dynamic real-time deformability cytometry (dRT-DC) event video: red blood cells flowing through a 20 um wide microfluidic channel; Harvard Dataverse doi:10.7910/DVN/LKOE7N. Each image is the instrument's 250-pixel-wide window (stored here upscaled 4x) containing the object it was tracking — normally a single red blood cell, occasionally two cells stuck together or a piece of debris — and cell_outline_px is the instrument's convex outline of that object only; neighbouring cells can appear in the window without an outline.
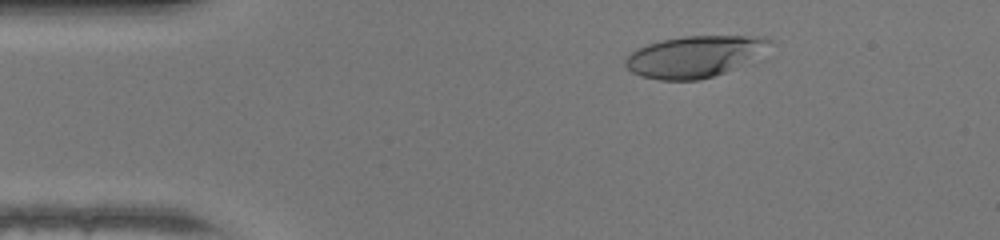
{"species": "human", "species_latin": "Homo sapiens", "temperature_condition": "warm", "stored_images_in_passage": 39, "camera_frame_rate_fps": 3000, "um_per_image_px": 0.085, "donor": {"sex": "female"}, "frame": {"image": 1, "passage_image": 7, "time_ms": 2.0, "image_size_px": [1000, 240], "cell_outline_px": [[772, 40], [732, 68], [724, 72], [700, 80], [660, 80], [640, 76], [632, 72], [624, 64], [624, 60], [636, 48], [660, 40], [684, 36], [764, 36]], "centroid_in_image_um": [58.83, 4.8], "position_along_channel_um": 26.2, "area_um2": 33.52}}
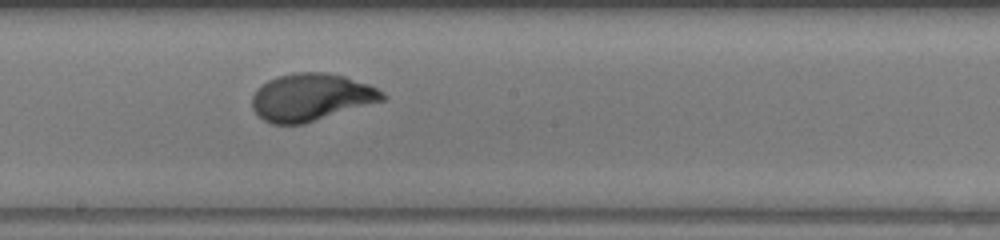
{"frame": {"image": 2, "passage_image": 25, "time_ms": 8.0, "image_size_px": [1000, 240], "cell_outline_px": [[388, 96], [384, 100], [304, 124], [272, 124], [264, 120], [252, 108], [252, 96], [256, 88], [260, 84], [268, 80], [280, 76], [296, 72], [324, 72], [344, 76], [368, 84], [384, 92]], "centroid_in_image_um": [26.43, 8.26], "position_along_channel_um": 221.8, "area_um2": 35.95}}
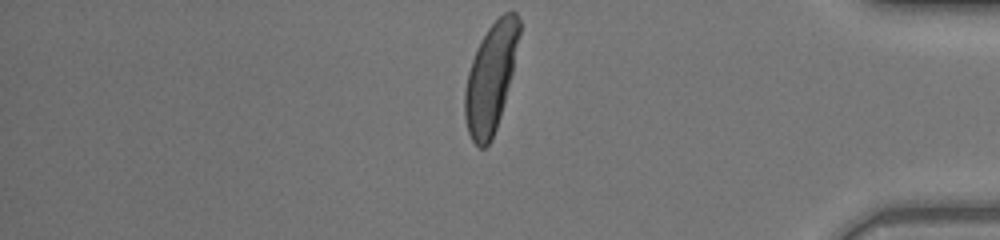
{"frame": {"image": 3, "passage_image": 39, "time_ms": 12.667, "image_size_px": [1000, 240], "cell_outline_px": [[520, 32], [512, 72], [500, 116], [492, 140], [484, 148], [480, 148], [472, 140], [468, 132], [464, 116], [464, 92], [468, 72], [476, 48], [480, 40], [488, 28], [504, 12], [516, 12], [520, 20]], "centroid_in_image_um": [41.69, 6.61], "position_along_channel_um": 393.5, "area_um2": 34.1}, "authors_computed_cell_mechanics": {"area_um2": 35.0268, "velocity_mm_per_s": 4.3638, "shape_relaxation_time_tau1_ms": 3.0664, "shape_relaxation_time_tau2_ms": null, "deformation_change_tau1": 0.2129, "deformation_change_tau2": null}}